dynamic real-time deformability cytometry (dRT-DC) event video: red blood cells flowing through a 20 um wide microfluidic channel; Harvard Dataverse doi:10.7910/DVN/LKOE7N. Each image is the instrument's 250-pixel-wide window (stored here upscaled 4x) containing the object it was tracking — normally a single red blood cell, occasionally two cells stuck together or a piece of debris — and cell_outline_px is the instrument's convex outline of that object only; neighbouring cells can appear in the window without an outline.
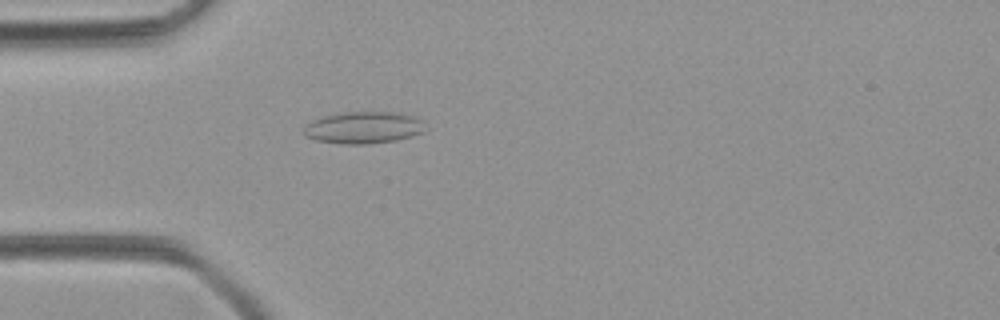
{"species": "common noctule bat (a hibernating species)", "species_latin": "Nyctalus noctula", "temperature_condition": "room temperature", "stored_images_in_passage": 50, "camera_frame_rate_fps": 3000, "um_per_image_px": 0.085, "animal": {"sex": "female", "body_mass_g": 21.9}, "frame": {"image": 1, "passage_image": 15, "time_ms": 4.667, "image_size_px": [1000, 320], "cell_outline_px": [[428, 128], [424, 132], [412, 136], [396, 140], [368, 144], [340, 144], [316, 140], [304, 136], [304, 128], [312, 120], [324, 116], [344, 112], [392, 112], [412, 116], [424, 120]], "centroid_in_image_um": [30.94, 10.85], "position_along_channel_um": 54.1, "area_um2": 22.77}}
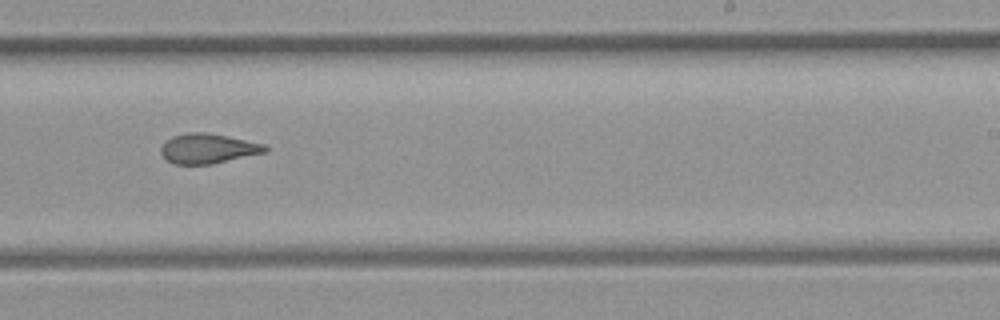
{"frame": {"image": 2, "passage_image": 31, "time_ms": 10.0, "image_size_px": [1000, 320], "cell_outline_px": [[268, 152], [212, 164], [176, 164], [168, 160], [160, 152], [160, 148], [172, 136], [188, 132], [208, 132], [264, 144], [268, 148]], "centroid_in_image_um": [17.7, 12.62], "position_along_channel_um": 271.3, "area_um2": 18.03}}
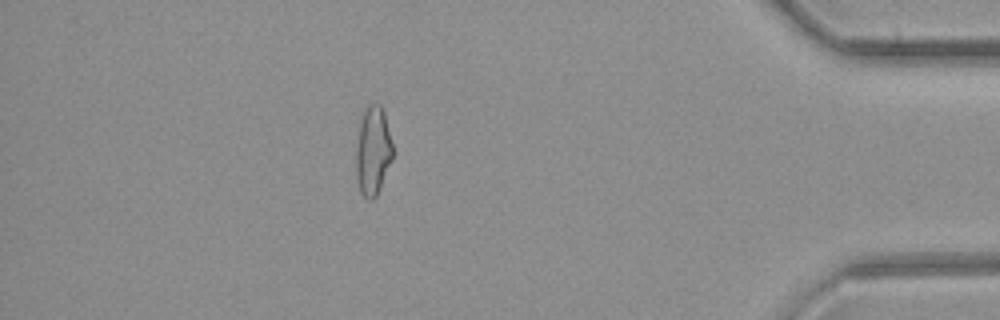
{"frame": {"image": 3, "passage_image": 44, "time_ms": 14.333, "image_size_px": [1000, 320], "cell_outline_px": [[392, 160], [376, 196], [372, 200], [368, 200], [360, 192], [356, 176], [356, 148], [360, 120], [364, 112], [372, 104], [380, 104], [384, 112], [392, 144]], "centroid_in_image_um": [31.69, 12.86], "position_along_channel_um": 403.5, "area_um2": 18.73}}